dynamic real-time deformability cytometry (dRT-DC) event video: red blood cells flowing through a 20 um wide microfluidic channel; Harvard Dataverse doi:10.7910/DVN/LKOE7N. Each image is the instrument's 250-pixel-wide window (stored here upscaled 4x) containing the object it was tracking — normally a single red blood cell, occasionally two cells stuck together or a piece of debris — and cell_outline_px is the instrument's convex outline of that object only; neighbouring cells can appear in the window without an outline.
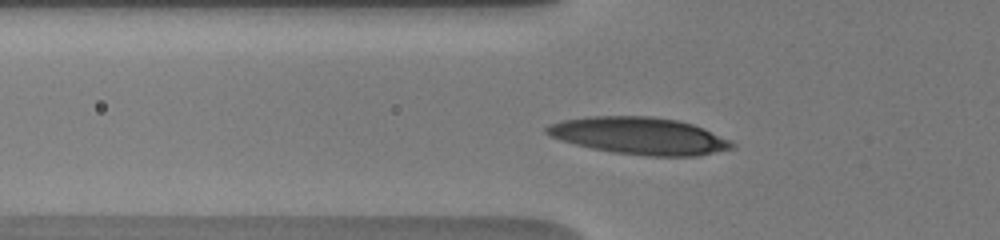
{"species": "human", "species_latin": "Homo sapiens", "temperature_condition": "warm", "stored_images_in_passage": 19, "camera_frame_rate_fps": 3000, "um_per_image_px": 0.085, "donor": {"sex": "male"}, "frame": {"image": 1, "passage_image": 7, "time_ms": 1.0, "image_size_px": [1000, 240], "cell_outline_px": [[736, 144], [732, 148], [696, 156], [648, 156], [612, 152], [592, 148], [560, 140], [544, 132], [544, 128], [552, 124], [564, 120], [588, 116], [652, 116], [680, 120], [704, 128], [732, 140]], "centroid_in_image_um": [54.38, 11.54], "position_along_channel_um": 71.4, "area_um2": 40.06}}
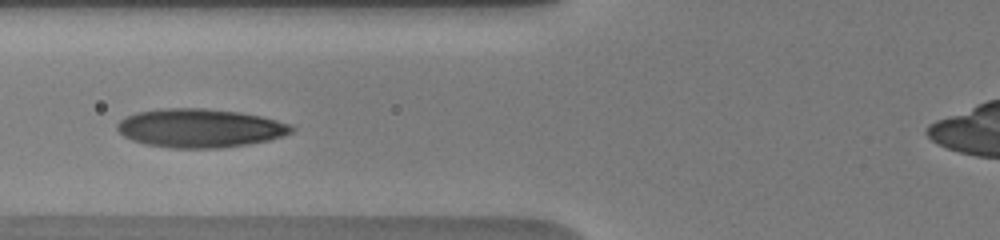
{"frame": {"image": 2, "passage_image": 12, "time_ms": 2.0, "image_size_px": [1000, 240], "cell_outline_px": [[296, 128], [292, 132], [284, 136], [268, 140], [248, 144], [216, 148], [172, 148], [148, 144], [132, 140], [124, 136], [116, 128], [116, 124], [124, 116], [136, 112], [160, 108], [204, 108], [240, 112], [260, 116], [292, 124]], "centroid_in_image_um": [16.99, 10.88], "position_along_channel_um": 108.8, "area_um2": 39.42}}